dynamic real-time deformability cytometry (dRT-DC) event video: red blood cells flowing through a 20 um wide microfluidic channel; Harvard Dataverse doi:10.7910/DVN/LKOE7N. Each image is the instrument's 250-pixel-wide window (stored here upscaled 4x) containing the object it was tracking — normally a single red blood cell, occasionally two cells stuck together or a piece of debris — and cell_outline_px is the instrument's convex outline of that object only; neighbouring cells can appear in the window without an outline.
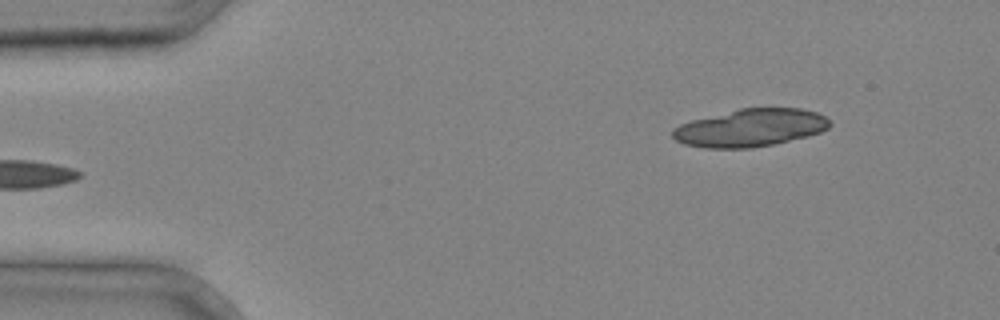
{"species": "common noctule bat (a hibernating species)", "species_latin": "Nyctalus noctula", "temperature_condition": "cold", "stored_images_in_passage": 4, "segment_of_instrument_passage": [2, 2], "camera_frame_rate_fps": 3000, "um_per_image_px": 0.085, "animal": {"sex": "male", "body_mass_g": 20.4}, "frame": {"image": 1, "passage_image": 4, "time_ms": 1.0, "image_size_px": [1000, 320], "cell_outline_px": [[832, 124], [828, 128], [820, 132], [808, 136], [772, 144], [752, 148], [704, 148], [684, 144], [676, 140], [672, 136], [672, 128], [680, 124], [692, 120], [740, 108], [800, 108], [816, 112], [824, 116]], "centroid_in_image_um": [63.76, 10.86], "position_along_channel_um": 21.2, "area_um2": 34.45}}